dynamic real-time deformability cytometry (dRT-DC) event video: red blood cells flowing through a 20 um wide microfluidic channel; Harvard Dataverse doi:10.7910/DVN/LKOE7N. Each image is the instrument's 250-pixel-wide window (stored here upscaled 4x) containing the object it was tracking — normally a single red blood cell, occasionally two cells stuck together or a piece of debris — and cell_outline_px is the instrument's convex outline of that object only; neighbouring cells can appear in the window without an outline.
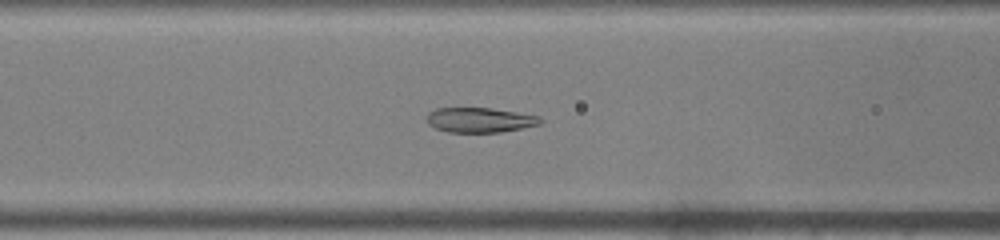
{"species": "common noctule bat (a hibernating species)", "species_latin": "Nyctalus noctula", "temperature_condition": "warm", "stored_images_in_passage": 37, "camera_frame_rate_fps": 3000, "um_per_image_px": 0.085, "animal": {"sex": "male", "body_mass_g": 19.0, "forearm_length_mm": 50.8}, "frame": {"image": 1, "passage_image": 7, "time_ms": 2.0, "image_size_px": [1000, 240], "cell_outline_px": [[544, 120], [540, 124], [500, 132], [448, 132], [436, 128], [428, 124], [428, 112], [436, 108], [492, 108], [540, 116]], "centroid_in_image_um": [40.8, 10.19], "position_along_channel_um": 125.8, "area_um2": 16.36}}
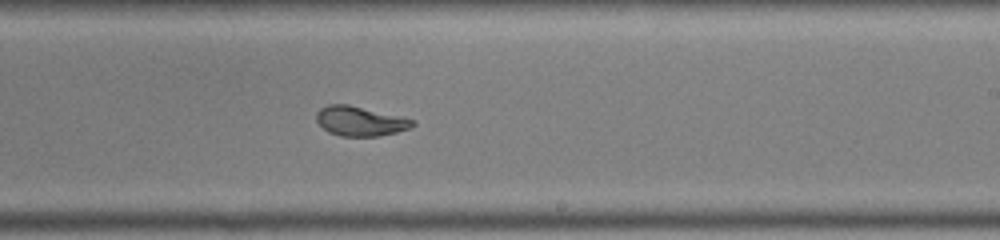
{"frame": {"image": 2, "passage_image": 17, "time_ms": 5.333, "image_size_px": [1000, 240], "cell_outline_px": [[416, 124], [408, 128], [396, 132], [380, 136], [340, 136], [328, 132], [316, 120], [316, 112], [320, 108], [328, 104], [348, 104], [416, 120]], "centroid_in_image_um": [30.59, 10.29], "position_along_channel_um": 258.4, "area_um2": 16.53}}
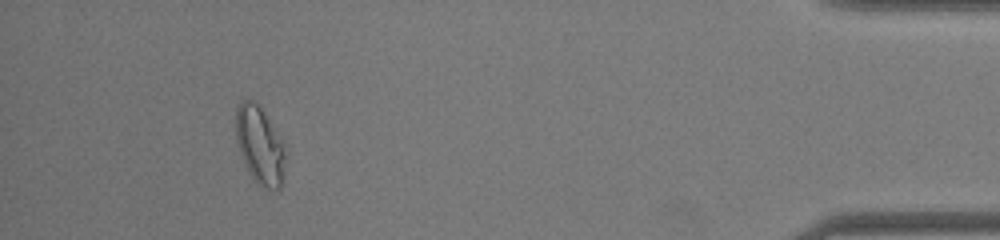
{"frame": {"image": 3, "passage_image": 33, "time_ms": 10.667, "image_size_px": [1000, 240], "cell_outline_px": [[288, 152], [284, 176], [280, 188], [264, 188], [256, 184], [248, 172], [244, 164], [236, 140], [236, 108], [244, 100], [252, 100], [260, 108], [284, 144]], "centroid_in_image_um": [22.11, 12.43], "position_along_channel_um": 413.1, "area_um2": 22.48}, "authors_computed_cell_mechanics": {"area_um2": 17.1088, "velocity_mm_per_s": 3.9917, "shape_relaxation_time_tau1_ms": 3.5204, "shape_relaxation_time_tau2_ms": 0.6473, "deformation_change_tau1": 0.1556, "deformation_change_tau2": 0.0414}}